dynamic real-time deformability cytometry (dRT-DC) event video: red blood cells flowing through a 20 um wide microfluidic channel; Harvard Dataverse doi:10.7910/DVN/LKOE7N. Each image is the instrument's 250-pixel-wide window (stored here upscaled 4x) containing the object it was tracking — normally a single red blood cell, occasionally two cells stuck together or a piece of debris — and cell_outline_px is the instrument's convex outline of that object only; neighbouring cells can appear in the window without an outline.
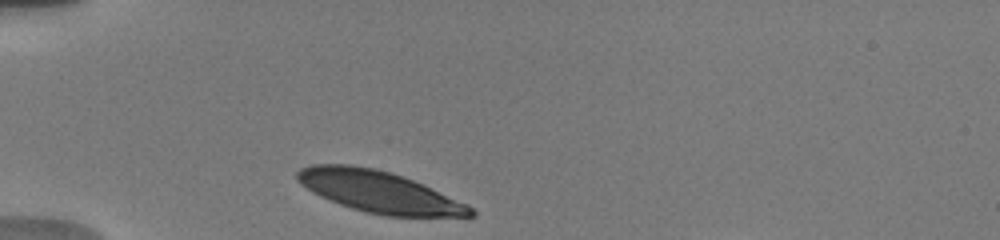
{"species": "human", "species_latin": "Homo sapiens", "temperature_condition": "warm", "stored_images_in_passage": 30, "camera_frame_rate_fps": 3000, "um_per_image_px": 0.085, "donor": {"sex": "male"}, "frame": {"image": 1, "passage_image": 1, "time_ms": 0.0, "image_size_px": [1000, 240], "cell_outline_px": [[476, 216], [384, 216], [364, 212], [340, 204], [320, 196], [312, 192], [300, 184], [296, 180], [296, 172], [300, 168], [312, 164], [352, 164], [376, 168], [424, 184], [468, 204], [476, 212]], "centroid_in_image_um": [32.2, 16.29], "position_along_channel_um": 52.8, "area_um2": 42.02}}
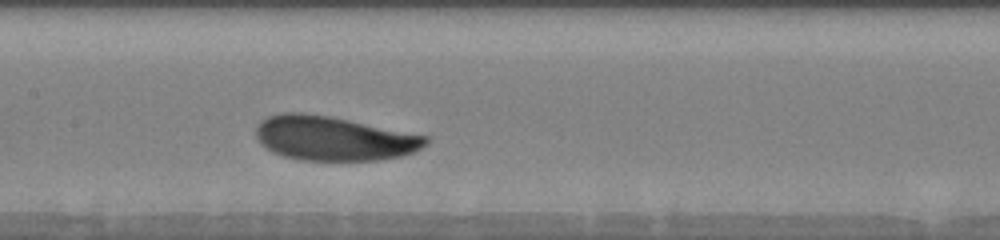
{"frame": {"image": 2, "passage_image": 12, "time_ms": 4.0, "image_size_px": [1000, 240], "cell_outline_px": [[428, 144], [412, 152], [400, 156], [380, 160], [300, 160], [284, 156], [272, 152], [260, 144], [256, 136], [256, 128], [260, 120], [268, 116], [284, 112], [300, 112], [332, 116], [428, 136]], "centroid_in_image_um": [28.33, 11.75], "position_along_channel_um": 179.1, "area_um2": 43.99}}
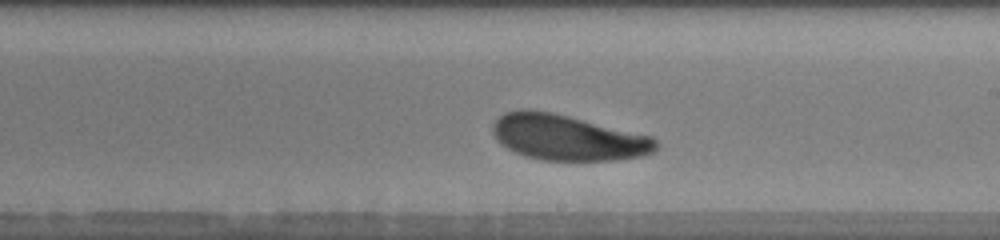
{"frame": {"image": 3, "passage_image": 17, "time_ms": 5.667, "image_size_px": [1000, 240], "cell_outline_px": [[660, 144], [652, 152], [640, 156], [612, 160], [544, 160], [524, 156], [500, 144], [496, 140], [492, 132], [492, 124], [504, 112], [520, 108], [532, 108], [552, 112], [652, 136]], "centroid_in_image_um": [48.2, 11.67], "position_along_channel_um": 240.8, "area_um2": 43.47}, "authors_computed_cell_mechanics": {"area_um2": 43.6968, "velocity_mm_per_s": 3.7108, "shape_relaxation_time_tau1_ms": 2.4003, "shape_relaxation_time_tau2_ms": null, "deformation_change_tau1": 0.1152, "deformation_change_tau2": null}}